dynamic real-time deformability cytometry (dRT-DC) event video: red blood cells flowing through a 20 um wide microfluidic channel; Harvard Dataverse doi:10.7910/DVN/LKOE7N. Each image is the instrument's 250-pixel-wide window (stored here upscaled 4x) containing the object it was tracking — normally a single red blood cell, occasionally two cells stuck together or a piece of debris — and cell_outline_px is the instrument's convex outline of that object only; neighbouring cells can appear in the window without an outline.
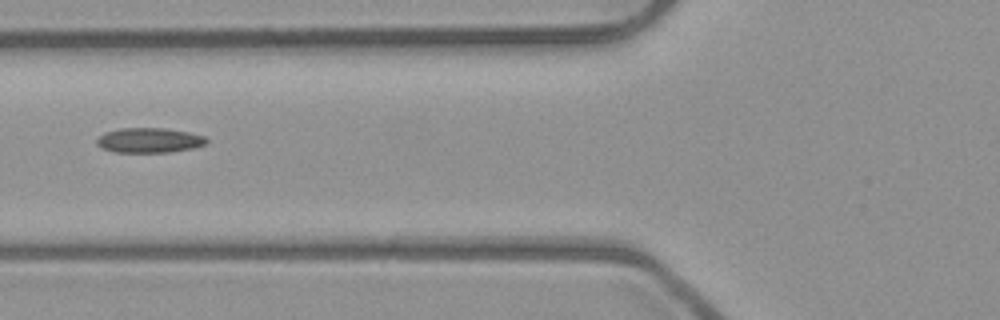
{"species": "common noctule bat (a hibernating species)", "species_latin": "Nyctalus noctula", "temperature_condition": "room temperature", "stored_images_in_passage": 4, "camera_frame_rate_fps": 3000, "um_per_image_px": 0.085, "animal": {"sex": "male", "body_mass_g": 23.1, "forearm_length_mm": 52.7}, "frame": {"image": 1, "passage_image": 3, "time_ms": 0.667, "image_size_px": [1000, 320], "cell_outline_px": [[208, 144], [192, 148], [168, 152], [116, 152], [100, 148], [96, 144], [96, 140], [104, 132], [120, 128], [164, 128], [188, 132], [204, 136], [208, 140]], "centroid_in_image_um": [12.67, 11.92], "position_along_channel_um": 113.1, "area_um2": 15.95}}
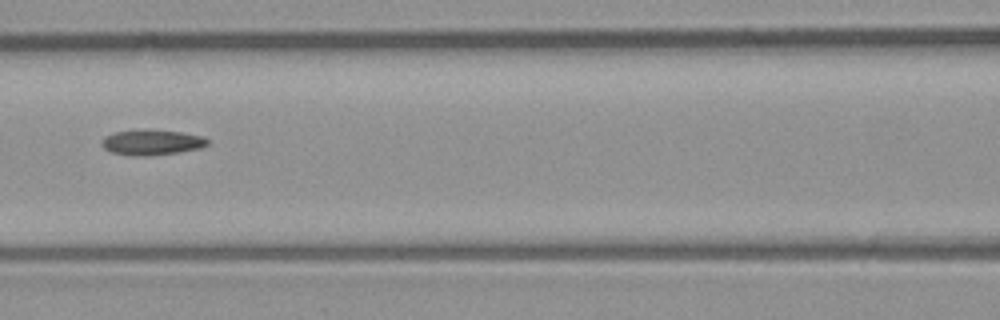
{"frame": {"image": 2, "passage_image": 4, "time_ms": 1.0, "image_size_px": [1000, 320], "cell_outline_px": [[208, 144], [200, 148], [180, 152], [148, 156], [132, 156], [112, 152], [104, 148], [104, 136], [116, 132], [180, 132], [204, 136], [208, 140]], "centroid_in_image_um": [12.97, 12.15], "position_along_channel_um": 153.6, "area_um2": 14.8}}